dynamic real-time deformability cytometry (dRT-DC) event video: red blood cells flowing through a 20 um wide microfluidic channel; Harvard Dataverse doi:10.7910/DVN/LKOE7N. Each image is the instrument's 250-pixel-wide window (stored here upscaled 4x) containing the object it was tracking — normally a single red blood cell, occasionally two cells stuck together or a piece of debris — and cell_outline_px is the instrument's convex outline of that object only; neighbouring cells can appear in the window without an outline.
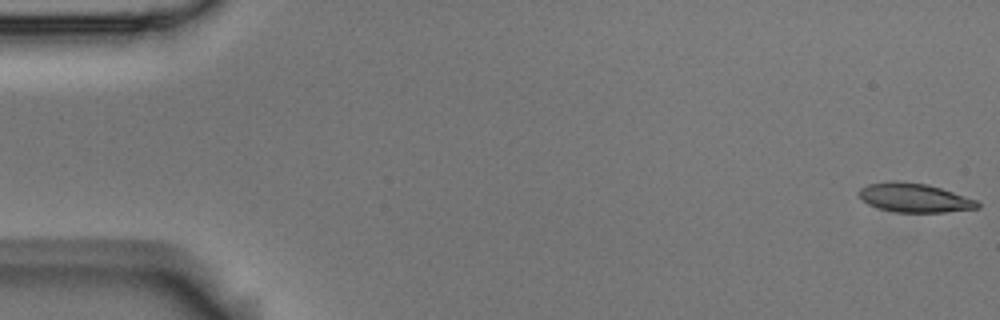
{"species": "Egyptian fruit bat (a non-hibernating species)", "species_latin": "Rousettus aegyptiacus", "temperature_condition": "room temperature", "stored_images_in_passage": 54, "camera_frame_rate_fps": 3000, "um_per_image_px": 0.085, "animal": {"sex": "male"}, "frame": {"image": 1, "passage_image": 1, "time_ms": 0.0, "image_size_px": [1000, 320], "cell_outline_px": [[980, 208], [944, 212], [896, 212], [880, 208], [868, 204], [856, 192], [860, 188], [868, 184], [888, 180], [896, 180], [928, 184], [976, 200], [980, 204]], "centroid_in_image_um": [77.69, 16.79], "position_along_channel_um": 7.3, "area_um2": 20.0}}
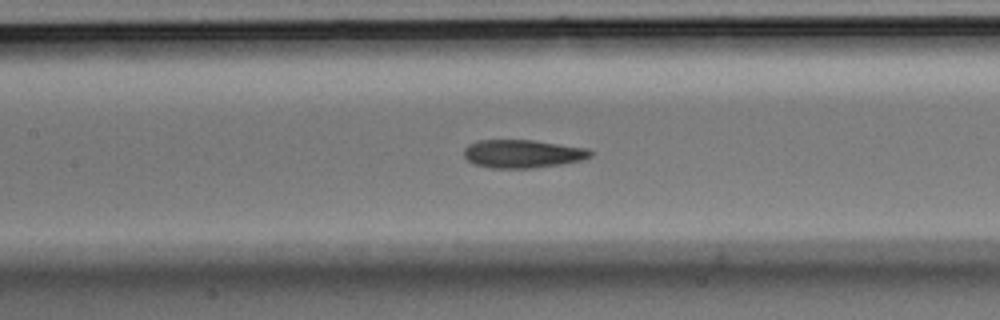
{"frame": {"image": 2, "passage_image": 25, "time_ms": 8.0, "image_size_px": [1000, 320], "cell_outline_px": [[592, 156], [584, 160], [560, 164], [532, 168], [492, 168], [472, 164], [464, 156], [464, 148], [468, 144], [476, 140], [532, 140], [588, 148], [592, 152]], "centroid_in_image_um": [44.41, 13.07], "position_along_channel_um": 163.0, "area_um2": 20.92}}
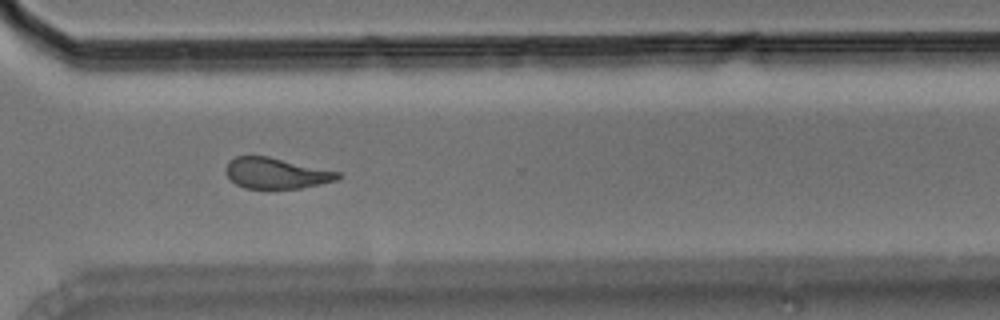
{"frame": {"image": 3, "passage_image": 40, "time_ms": 13.0, "image_size_px": [1000, 320], "cell_outline_px": [[340, 176], [336, 180], [320, 184], [300, 188], [268, 192], [244, 188], [236, 184], [224, 172], [224, 168], [228, 160], [236, 156], [268, 156], [340, 172]], "centroid_in_image_um": [23.41, 14.77], "position_along_channel_um": 347.2, "area_um2": 20.87}}